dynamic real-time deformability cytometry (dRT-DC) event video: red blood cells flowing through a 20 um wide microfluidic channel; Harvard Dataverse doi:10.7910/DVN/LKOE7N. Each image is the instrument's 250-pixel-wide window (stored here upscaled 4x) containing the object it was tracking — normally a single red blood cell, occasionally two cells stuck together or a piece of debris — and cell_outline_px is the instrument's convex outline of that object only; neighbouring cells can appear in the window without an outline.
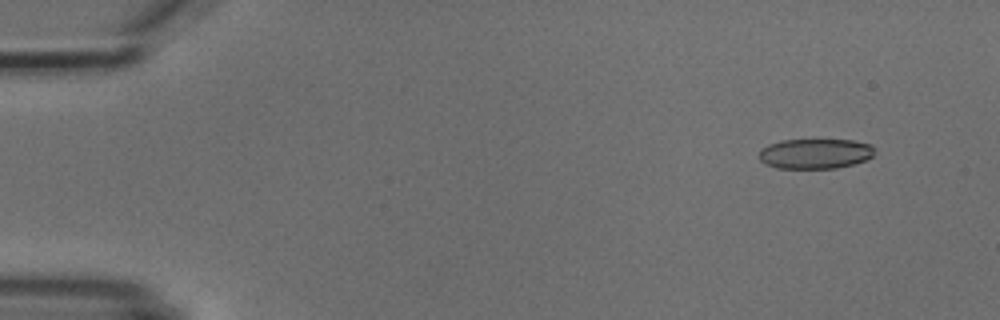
{"species": "common noctule bat (a hibernating species)", "species_latin": "Nyctalus noctula", "temperature_condition": "cold", "stored_images_in_passage": 4, "camera_frame_rate_fps": 3000, "um_per_image_px": 0.085, "animal": {"sex": "male", "body_mass_g": 18.8}, "frame": {"image": 1, "passage_image": 1, "time_ms": 0.0, "image_size_px": [1000, 320], "cell_outline_px": [[872, 156], [864, 160], [852, 164], [836, 168], [776, 168], [764, 164], [760, 160], [760, 148], [768, 144], [780, 140], [852, 140], [872, 144]], "centroid_in_image_um": [69.23, 13.06], "position_along_channel_um": 15.8, "area_um2": 20.17}}
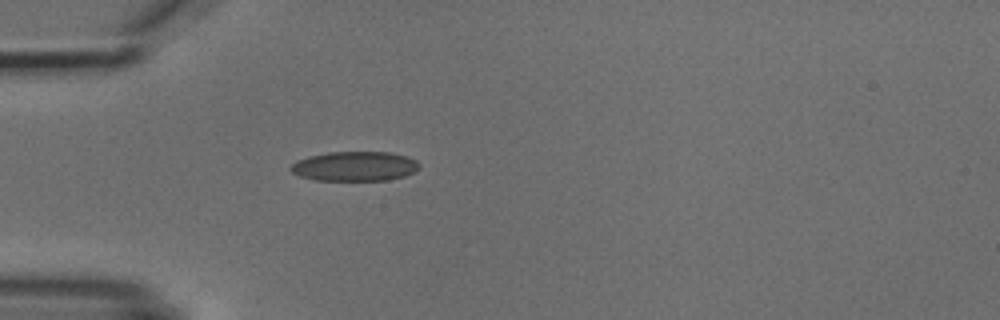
{"frame": {"image": 2, "passage_image": 4, "time_ms": 3.667, "image_size_px": [1000, 320], "cell_outline_px": [[420, 168], [416, 172], [404, 176], [388, 180], [316, 180], [300, 176], [292, 172], [288, 168], [296, 160], [308, 156], [328, 152], [388, 152], [404, 156], [416, 160], [420, 164]], "centroid_in_image_um": [30.15, 14.13], "position_along_channel_um": 54.9, "area_um2": 22.25}}